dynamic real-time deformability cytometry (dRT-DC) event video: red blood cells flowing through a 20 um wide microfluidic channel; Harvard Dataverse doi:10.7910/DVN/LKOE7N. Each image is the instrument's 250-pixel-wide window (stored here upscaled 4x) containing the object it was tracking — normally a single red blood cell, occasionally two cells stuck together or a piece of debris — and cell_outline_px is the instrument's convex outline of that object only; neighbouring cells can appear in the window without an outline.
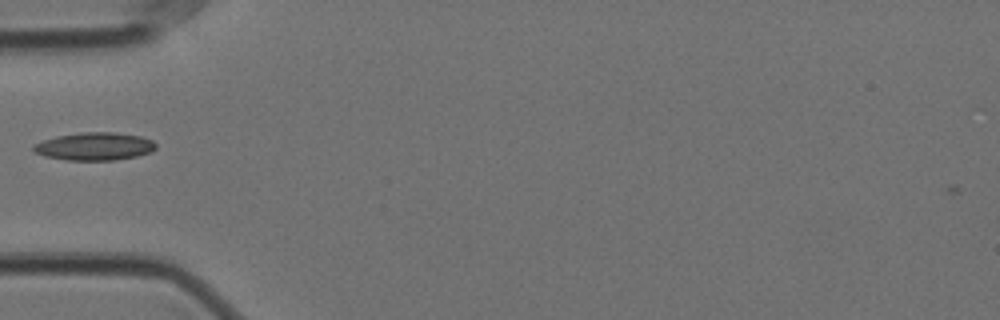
{"species": "Egyptian fruit bat (a non-hibernating species)", "species_latin": "Rousettus aegyptiacus", "temperature_condition": "cold", "stored_images_in_passage": 32, "camera_frame_rate_fps": 3000, "um_per_image_px": 0.085, "animal": {"sex": "female"}, "frame": {"image": 1, "passage_image": 1, "time_ms": 0.0, "image_size_px": [1000, 320], "cell_outline_px": [[156, 148], [152, 152], [136, 156], [116, 160], [68, 160], [44, 156], [36, 152], [32, 148], [36, 144], [44, 140], [56, 136], [80, 132], [112, 132], [140, 136], [152, 140], [156, 144]], "centroid_in_image_um": [8.07, 12.44], "position_along_channel_um": 76.9, "area_um2": 19.77}}
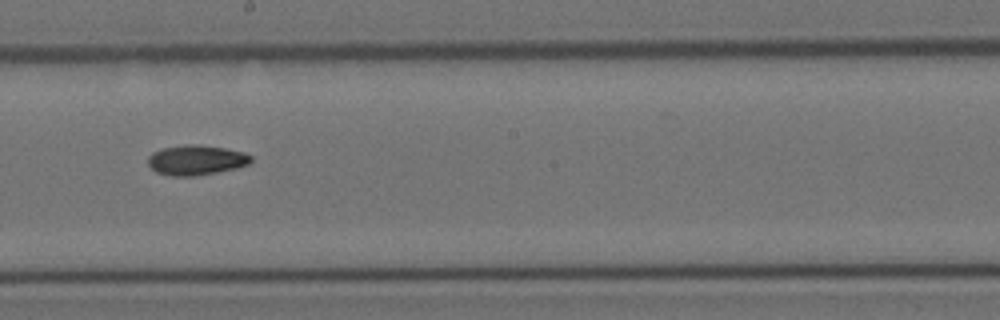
{"frame": {"image": 2, "passage_image": 14, "time_ms": 4.333, "image_size_px": [1000, 320], "cell_outline_px": [[252, 160], [248, 164], [236, 168], [216, 172], [192, 176], [172, 176], [156, 172], [148, 164], [148, 156], [152, 152], [164, 148], [188, 144], [200, 144], [224, 148], [244, 152], [252, 156]], "centroid_in_image_um": [16.67, 13.6], "position_along_channel_um": 231.5, "area_um2": 17.92}}
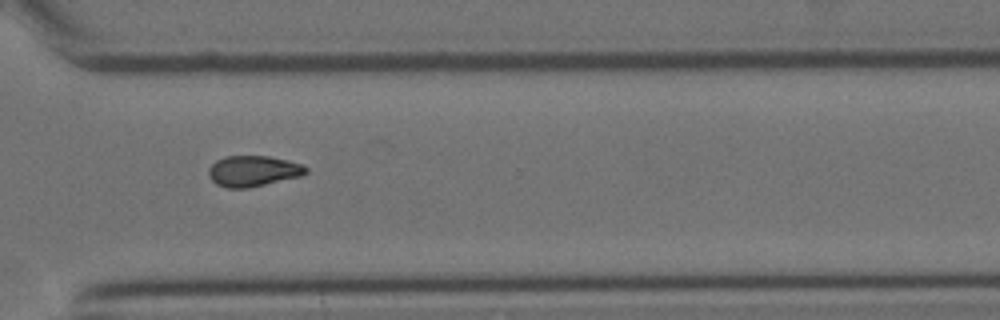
{"frame": {"image": 3, "passage_image": 24, "time_ms": 7.667, "image_size_px": [1000, 320], "cell_outline_px": [[308, 172], [300, 176], [248, 188], [228, 188], [216, 184], [208, 176], [208, 168], [216, 160], [224, 156], [268, 156], [288, 160], [304, 164], [308, 168]], "centroid_in_image_um": [21.51, 14.53], "position_along_channel_um": 349.1, "area_um2": 17.57}}